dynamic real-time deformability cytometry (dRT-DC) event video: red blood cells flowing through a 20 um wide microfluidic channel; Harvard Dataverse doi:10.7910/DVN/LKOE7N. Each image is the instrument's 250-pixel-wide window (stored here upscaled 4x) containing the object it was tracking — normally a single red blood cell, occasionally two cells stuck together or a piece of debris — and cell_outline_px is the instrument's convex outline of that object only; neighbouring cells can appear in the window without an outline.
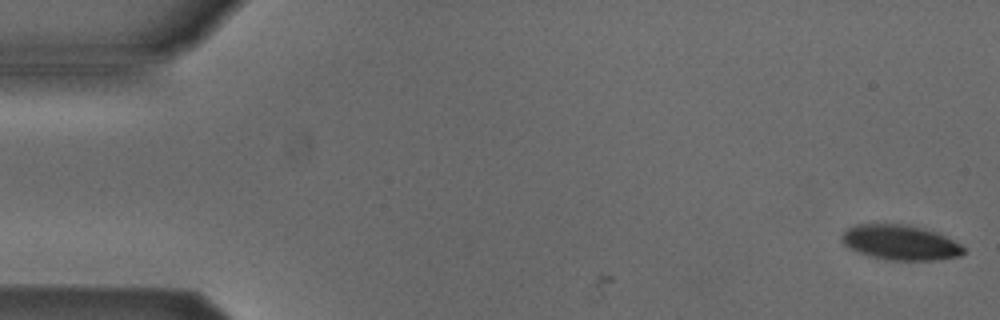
{"species": "Egyptian fruit bat (a non-hibernating species)", "species_latin": "Rousettus aegyptiacus", "temperature_condition": "cold", "stored_images_in_passage": 3, "camera_frame_rate_fps": 3000, "um_per_image_px": 0.085, "animal": {"sex": "male"}, "frame": {"image": 1, "passage_image": 1, "time_ms": 0.0, "image_size_px": [1000, 320], "cell_outline_px": [[964, 252], [960, 256], [936, 260], [888, 260], [872, 256], [860, 252], [844, 244], [840, 240], [840, 236], [848, 228], [856, 224], [908, 224], [924, 228], [936, 232], [960, 244], [964, 248]], "centroid_in_image_um": [76.53, 20.6], "position_along_channel_um": 8.5, "area_um2": 24.68}}